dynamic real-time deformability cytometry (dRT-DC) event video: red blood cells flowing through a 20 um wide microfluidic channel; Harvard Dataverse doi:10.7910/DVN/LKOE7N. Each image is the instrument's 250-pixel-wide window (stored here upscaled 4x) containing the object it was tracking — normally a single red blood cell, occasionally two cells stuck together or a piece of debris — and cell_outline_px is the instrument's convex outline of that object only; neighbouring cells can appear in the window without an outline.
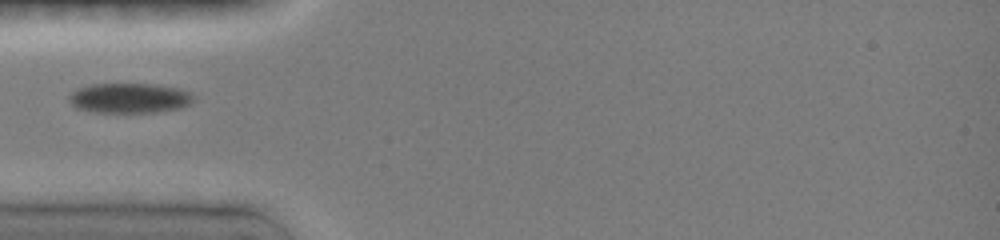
{"species": "common noctule bat (a hibernating species)", "species_latin": "Nyctalus noctula", "temperature_condition": "room temperature", "stored_images_in_passage": 59, "camera_frame_rate_fps": 3000, "um_per_image_px": 0.085, "animal": {"sex": "female", "body_mass_g": 19.0, "forearm_length_mm": 51.5}, "frame": {"image": 1, "passage_image": 1, "time_ms": 0.0, "image_size_px": [1000, 240], "cell_outline_px": [[192, 100], [188, 104], [180, 108], [156, 112], [96, 112], [76, 108], [72, 104], [72, 92], [80, 88], [92, 84], [152, 84], [172, 88], [188, 92], [192, 96]], "centroid_in_image_um": [10.99, 8.34], "position_along_channel_um": 74.0, "area_um2": 21.04}}
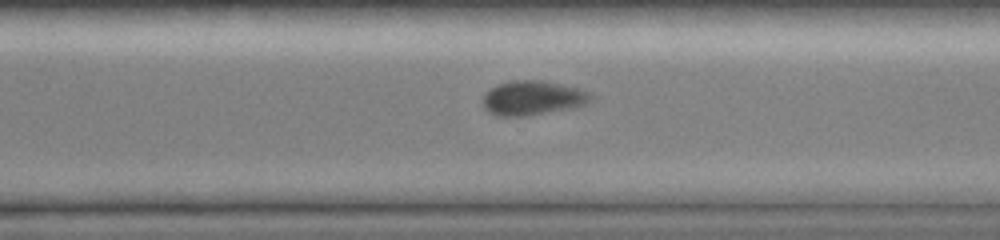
{"frame": {"image": 2, "passage_image": 31, "time_ms": 6.333, "image_size_px": [1000, 240], "cell_outline_px": [[592, 100], [584, 104], [572, 108], [528, 116], [500, 116], [488, 112], [484, 108], [484, 92], [496, 84], [512, 80], [540, 80], [560, 84], [576, 88], [588, 92], [592, 96]], "centroid_in_image_um": [45.23, 8.33], "position_along_channel_um": 325.4, "area_um2": 21.62}}
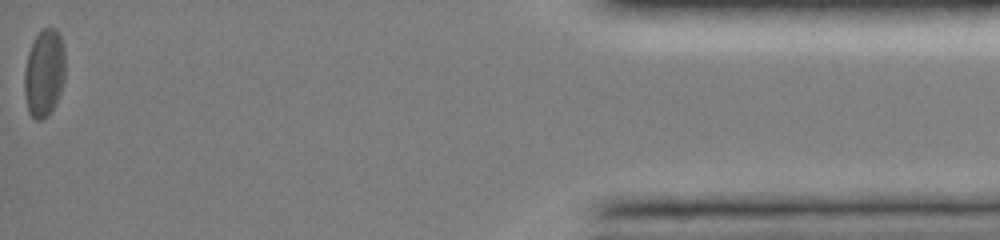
{"frame": {"image": 3, "passage_image": 58, "time_ms": 11.0, "image_size_px": [1000, 240], "cell_outline_px": [[64, 80], [56, 104], [48, 116], [40, 120], [36, 120], [28, 112], [24, 96], [24, 72], [28, 52], [36, 36], [44, 28], [56, 28], [60, 36], [64, 48]], "centroid_in_image_um": [3.75, 6.24], "position_along_channel_um": 431.5, "area_um2": 20.92}}